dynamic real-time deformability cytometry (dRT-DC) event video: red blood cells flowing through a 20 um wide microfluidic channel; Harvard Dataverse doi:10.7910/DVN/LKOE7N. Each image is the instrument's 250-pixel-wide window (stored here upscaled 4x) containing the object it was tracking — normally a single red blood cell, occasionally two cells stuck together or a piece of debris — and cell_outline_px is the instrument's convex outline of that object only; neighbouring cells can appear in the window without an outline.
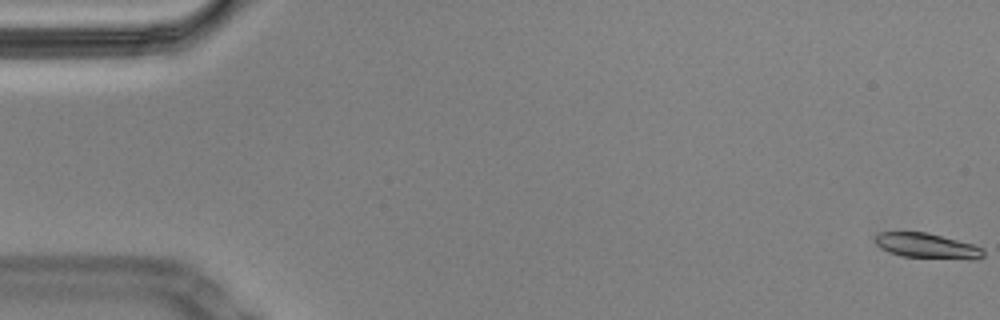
{"species": "Egyptian fruit bat (a non-hibernating species)", "species_latin": "Rousettus aegyptiacus", "temperature_condition": "cold", "stored_images_in_passage": 59, "segment_of_instrument_passage": [1, 2], "camera_frame_rate_fps": 3000, "um_per_image_px": 0.085, "animal": {"sex": "male"}, "frame": {"image": 1, "passage_image": 1, "time_ms": 0.0, "image_size_px": [1000, 320], "cell_outline_px": [[984, 256], [976, 260], [968, 260], [900, 256], [888, 252], [880, 248], [876, 244], [876, 236], [880, 232], [924, 232], [972, 244], [984, 248]], "centroid_in_image_um": [78.83, 20.92], "position_along_channel_um": 6.2, "area_um2": 15.9}}
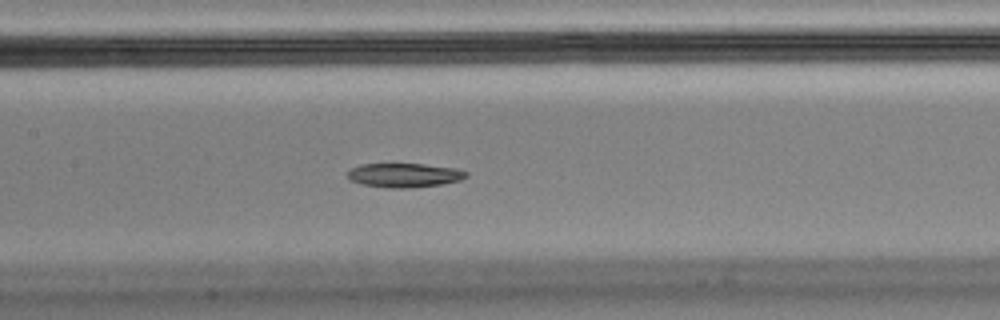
{"frame": {"image": 2, "passage_image": 28, "time_ms": 9.0, "image_size_px": [1000, 320], "cell_outline_px": [[468, 176], [460, 180], [440, 184], [408, 188], [388, 188], [360, 184], [348, 180], [348, 172], [352, 168], [360, 164], [424, 164], [456, 168], [468, 172]], "centroid_in_image_um": [34.35, 14.89], "position_along_channel_um": 173.1, "area_um2": 16.7}}
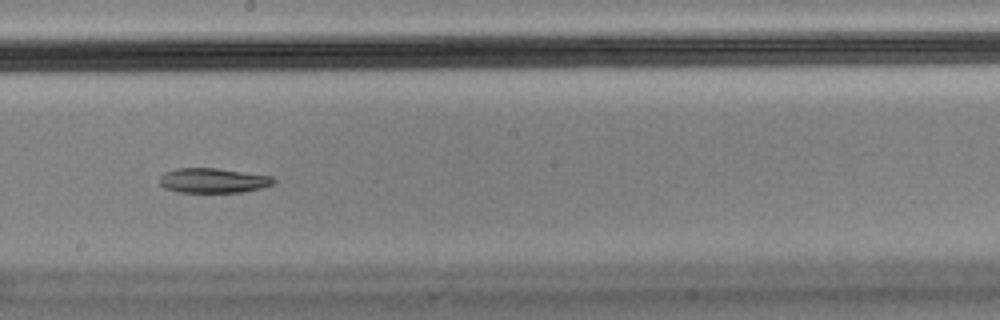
{"frame": {"image": 3, "passage_image": 33, "time_ms": 10.667, "image_size_px": [1000, 320], "cell_outline_px": [[276, 180], [272, 184], [260, 188], [240, 192], [176, 192], [164, 188], [160, 184], [160, 176], [164, 172], [176, 168], [216, 168], [272, 176]], "centroid_in_image_um": [18.07, 15.34], "position_along_channel_um": 230.1, "area_um2": 16.42}}